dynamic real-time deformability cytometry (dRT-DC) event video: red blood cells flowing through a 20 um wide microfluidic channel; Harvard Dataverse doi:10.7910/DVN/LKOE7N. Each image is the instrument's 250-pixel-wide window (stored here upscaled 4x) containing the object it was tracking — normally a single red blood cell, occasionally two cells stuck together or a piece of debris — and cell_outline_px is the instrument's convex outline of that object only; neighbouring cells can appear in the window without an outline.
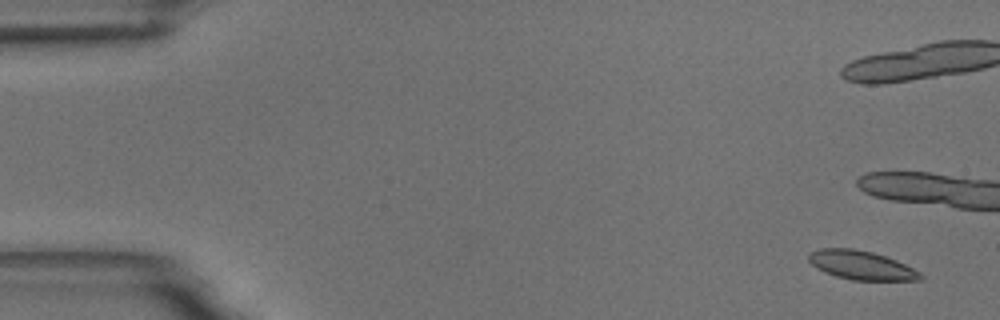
{"species": "common noctule bat (a hibernating species)", "species_latin": "Nyctalus noctula", "temperature_condition": "room temperature", "stored_images_in_passage": 18, "camera_frame_rate_fps": 3000, "um_per_image_px": 0.085, "animal": {"sex": "male", "body_mass_g": 18.8}, "frame": {"image": 1, "passage_image": 3, "time_ms": 0.667, "image_size_px": [1000, 320], "cell_outline_px": [[924, 280], [852, 280], [836, 276], [824, 272], [816, 268], [808, 260], [808, 252], [820, 248], [852, 248], [872, 252], [896, 260], [920, 272], [924, 276]], "centroid_in_image_um": [73.19, 22.54], "position_along_channel_um": 11.8, "area_um2": 18.84}}